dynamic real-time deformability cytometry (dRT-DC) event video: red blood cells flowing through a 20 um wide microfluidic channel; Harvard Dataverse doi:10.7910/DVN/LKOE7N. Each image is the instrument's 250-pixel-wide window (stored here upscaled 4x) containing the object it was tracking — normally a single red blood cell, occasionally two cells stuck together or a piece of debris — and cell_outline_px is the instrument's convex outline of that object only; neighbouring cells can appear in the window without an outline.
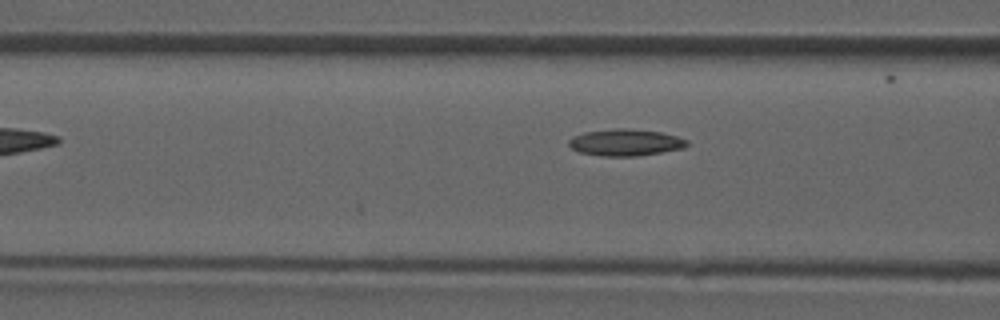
{"species": "common noctule bat (a hibernating species)", "species_latin": "Nyctalus noctula", "temperature_condition": "room temperature", "stored_images_in_passage": 7, "camera_frame_rate_fps": 3000, "um_per_image_px": 0.085, "animal": {"sex": "male", "forearm_length_mm": 52.5}, "frame": {"image": 1, "passage_image": 6, "time_ms": 5.667, "image_size_px": [1000, 320], "cell_outline_px": [[688, 144], [684, 148], [640, 156], [600, 156], [580, 152], [572, 148], [568, 144], [568, 140], [572, 136], [584, 132], [616, 128], [624, 128], [660, 132], [676, 136], [688, 140]], "centroid_in_image_um": [53.15, 12.11], "position_along_channel_um": 113.4, "area_um2": 18.44}}
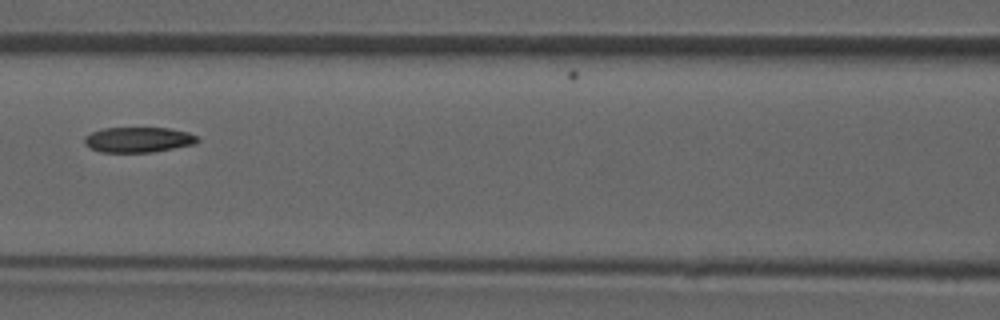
{"frame": {"image": 2, "passage_image": 7, "time_ms": 6.667, "image_size_px": [1000, 320], "cell_outline_px": [[200, 140], [196, 144], [152, 152], [100, 152], [84, 144], [84, 136], [92, 132], [104, 128], [168, 128], [188, 132], [196, 136]], "centroid_in_image_um": [11.76, 11.87], "position_along_channel_um": 154.8, "area_um2": 16.65}}